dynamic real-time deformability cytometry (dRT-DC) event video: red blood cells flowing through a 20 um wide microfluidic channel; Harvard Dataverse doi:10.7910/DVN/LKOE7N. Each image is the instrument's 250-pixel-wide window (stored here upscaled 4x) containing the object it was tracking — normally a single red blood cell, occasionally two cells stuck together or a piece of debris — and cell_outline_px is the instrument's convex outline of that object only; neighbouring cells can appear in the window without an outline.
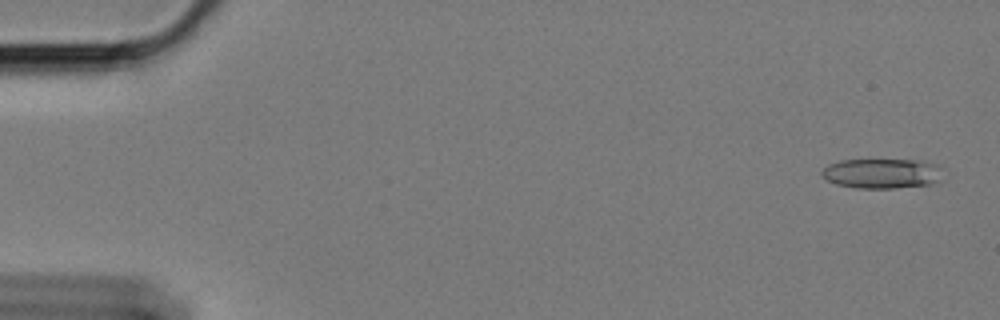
{"species": "Egyptian fruit bat (a non-hibernating species)", "species_latin": "Rousettus aegyptiacus", "temperature_condition": "cold", "stored_images_in_passage": 58, "camera_frame_rate_fps": 3000, "um_per_image_px": 0.085, "animal": {"sex": "female"}, "frame": {"image": 1, "passage_image": 2, "time_ms": 0.333, "image_size_px": [1000, 320], "cell_outline_px": [[940, 180], [936, 184], [896, 188], [856, 188], [836, 184], [820, 176], [820, 172], [828, 164], [840, 160], [924, 160], [940, 164]], "centroid_in_image_um": [74.99, 14.74], "position_along_channel_um": 10.0, "area_um2": 21.44}}
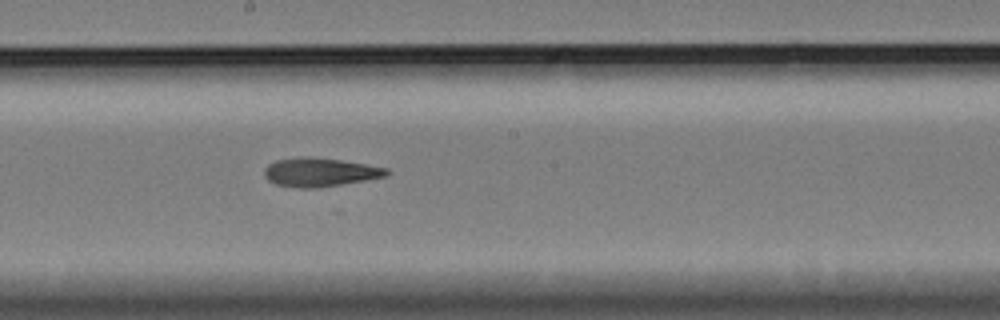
{"frame": {"image": 2, "passage_image": 32, "time_ms": 10.333, "image_size_px": [1000, 320], "cell_outline_px": [[392, 172], [388, 176], [316, 188], [300, 188], [276, 184], [268, 180], [264, 176], [264, 168], [268, 164], [276, 160], [304, 156], [312, 156], [340, 160], [388, 168]], "centroid_in_image_um": [27.19, 14.63], "position_along_channel_um": 221.0, "area_um2": 20.46}}
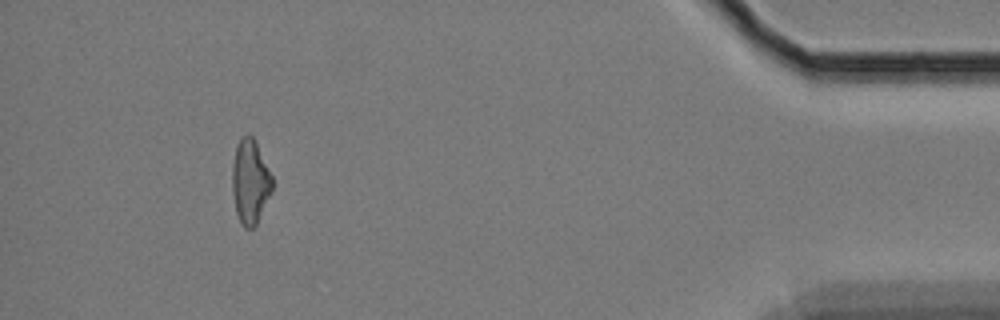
{"frame": {"image": 3, "passage_image": 54, "time_ms": 17.667, "image_size_px": [1000, 320], "cell_outline_px": [[272, 188], [256, 224], [252, 228], [244, 228], [240, 224], [236, 212], [232, 192], [232, 164], [236, 148], [240, 140], [244, 136], [252, 136], [272, 176]], "centroid_in_image_um": [21.23, 15.48], "position_along_channel_um": 414.0, "area_um2": 19.13}, "authors_computed_cell_mechanics": {"area_um2": 20.3456, "velocity_mm_per_s": 3.4166, "shape_relaxation_time_tau1_ms": null, "shape_relaxation_time_tau2_ms": 4.3192, "deformation_change_tau1": null, "deformation_change_tau2": 0.1407}}